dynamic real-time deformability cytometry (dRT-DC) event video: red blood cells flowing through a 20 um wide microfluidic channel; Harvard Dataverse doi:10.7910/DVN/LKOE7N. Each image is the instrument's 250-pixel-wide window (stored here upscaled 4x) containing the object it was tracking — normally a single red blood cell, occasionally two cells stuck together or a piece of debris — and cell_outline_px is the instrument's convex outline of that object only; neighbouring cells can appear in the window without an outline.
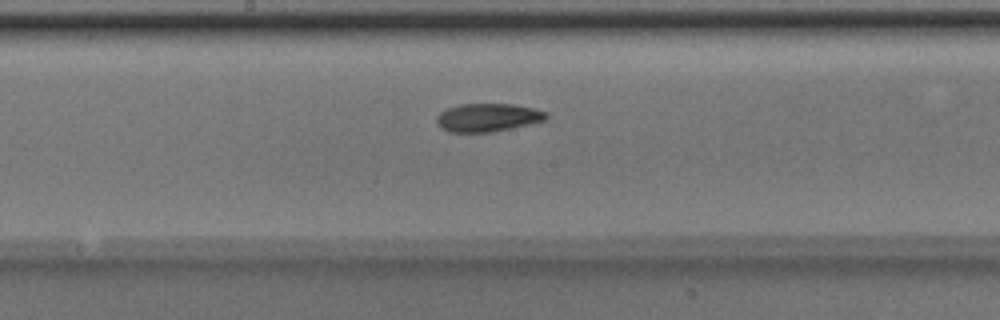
{"species": "Egyptian fruit bat (a non-hibernating species)", "species_latin": "Rousettus aegyptiacus", "temperature_condition": "room temperature", "stored_images_in_passage": 48, "camera_frame_rate_fps": 3000, "um_per_image_px": 0.085, "animal": {"sex": "male"}, "frame": {"image": 1, "passage_image": 24, "time_ms": 7.667, "image_size_px": [1000, 320], "cell_outline_px": [[548, 116], [544, 120], [512, 128], [492, 132], [448, 132], [440, 128], [436, 124], [436, 116], [440, 112], [448, 108], [460, 104], [512, 104], [532, 108], [548, 112]], "centroid_in_image_um": [41.41, 9.99], "position_along_channel_um": 206.8, "area_um2": 18.03}}
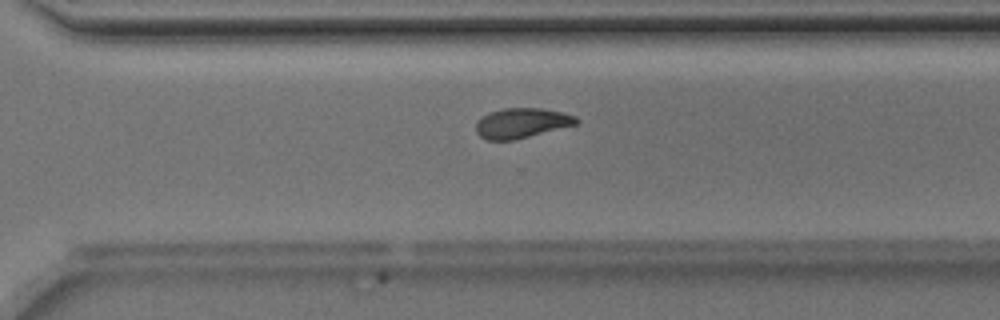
{"frame": {"image": 2, "passage_image": 33, "time_ms": 10.667, "image_size_px": [1000, 320], "cell_outline_px": [[580, 120], [576, 124], [512, 140], [488, 140], [480, 136], [476, 132], [476, 124], [488, 112], [504, 108], [544, 108], [564, 112], [576, 116]], "centroid_in_image_um": [44.36, 10.44], "position_along_channel_um": 326.2, "area_um2": 17.34}}
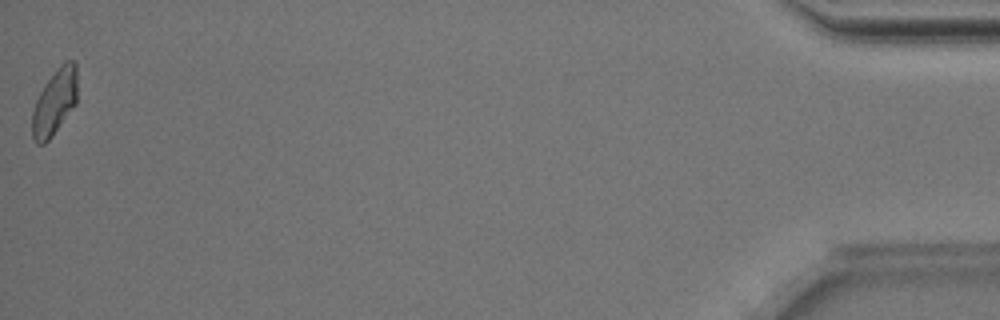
{"frame": {"image": 3, "passage_image": 48, "time_ms": 15.667, "image_size_px": [1000, 320], "cell_outline_px": [[76, 104], [52, 136], [44, 144], [36, 144], [32, 136], [32, 112], [36, 100], [44, 84], [60, 64], [64, 60], [76, 60]], "centroid_in_image_um": [4.64, 8.66], "position_along_channel_um": 430.6, "area_um2": 17.34}, "authors_computed_cell_mechanics": {"area_um2": 17.7157, "velocity_mm_per_s": 4.0011, "shape_relaxation_time_tau1_ms": 5.164, "shape_relaxation_time_tau2_ms": 4.3294, "deformation_change_tau1": 0.1609, "deformation_change_tau2": 0.1061}}